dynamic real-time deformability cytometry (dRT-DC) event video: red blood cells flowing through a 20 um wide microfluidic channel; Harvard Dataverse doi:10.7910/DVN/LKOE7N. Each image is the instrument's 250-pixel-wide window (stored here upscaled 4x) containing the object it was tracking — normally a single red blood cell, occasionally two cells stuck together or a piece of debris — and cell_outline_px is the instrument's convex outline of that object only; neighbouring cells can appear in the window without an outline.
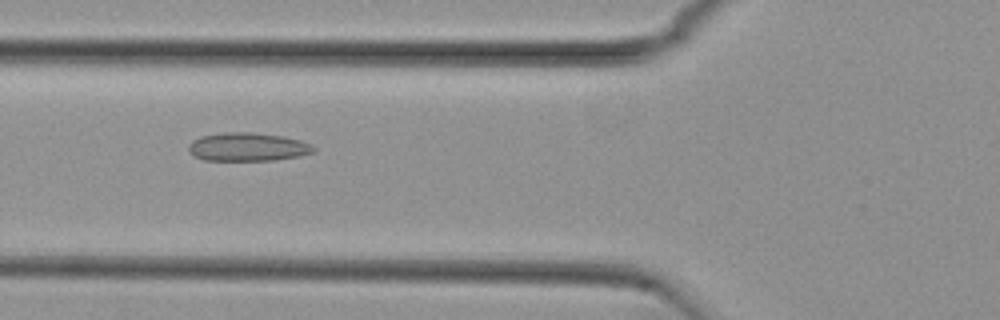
{"species": "common noctule bat (a hibernating species)", "species_latin": "Nyctalus noctula", "temperature_condition": "cold", "stored_images_in_passage": 34, "camera_frame_rate_fps": 3000, "um_per_image_px": 0.085, "animal": {"sex": "female", "body_mass_g": 29.2, "forearm_length_mm": 56.3}, "frame": {"image": 1, "passage_image": 8, "time_ms": 2.333, "image_size_px": [1000, 320], "cell_outline_px": [[316, 152], [300, 156], [276, 160], [204, 160], [192, 156], [188, 152], [188, 144], [192, 140], [200, 136], [224, 132], [252, 132], [284, 136], [300, 140], [312, 144], [316, 148]], "centroid_in_image_um": [21.06, 12.49], "position_along_channel_um": 104.7, "area_um2": 21.1}}
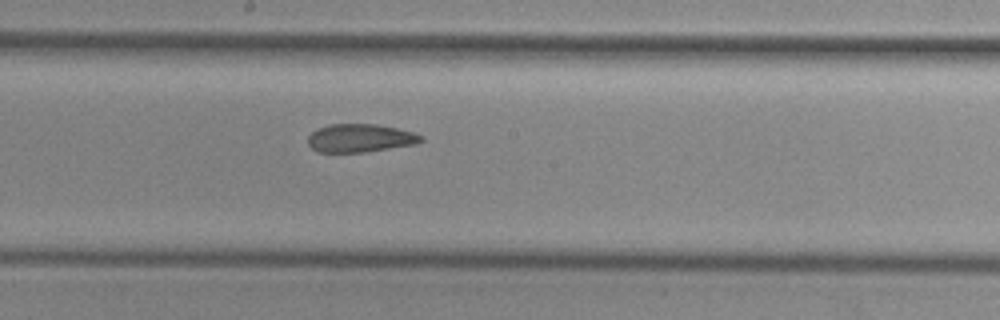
{"frame": {"image": 2, "passage_image": 17, "time_ms": 5.333, "image_size_px": [1000, 320], "cell_outline_px": [[424, 140], [416, 144], [364, 152], [316, 152], [308, 144], [308, 136], [312, 132], [328, 124], [376, 124], [396, 128], [412, 132], [424, 136]], "centroid_in_image_um": [30.61, 11.74], "position_along_channel_um": 217.6, "area_um2": 18.55}}
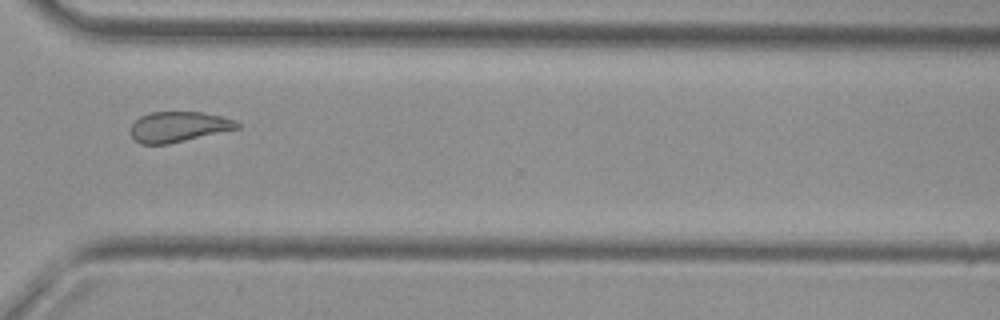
{"frame": {"image": 3, "passage_image": 28, "time_ms": 9.0, "image_size_px": [1000, 320], "cell_outline_px": [[240, 128], [168, 144], [140, 144], [132, 136], [132, 124], [140, 116], [148, 112], [204, 112], [236, 120], [240, 124]], "centroid_in_image_um": [15.19, 10.77], "position_along_channel_um": 355.4, "area_um2": 18.79}, "authors_computed_cell_mechanics": {"area_um2": 19.652, "velocity_mm_per_s": 3.7615, "shape_relaxation_time_tau1_ms": null, "shape_relaxation_time_tau2_ms": 2.9973, "deformation_change_tau1": null, "deformation_change_tau2": 0.0999}}